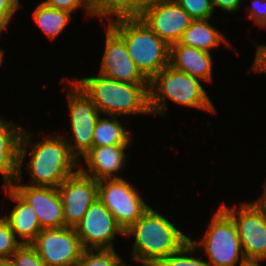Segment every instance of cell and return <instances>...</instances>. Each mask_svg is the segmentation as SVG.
<instances>
[{
  "instance_id": "obj_1",
  "label": "cell",
  "mask_w": 266,
  "mask_h": 266,
  "mask_svg": "<svg viewBox=\"0 0 266 266\" xmlns=\"http://www.w3.org/2000/svg\"><path fill=\"white\" fill-rule=\"evenodd\" d=\"M132 235H135L132 259L153 266H157L190 239L151 207L125 231V237Z\"/></svg>"
},
{
  "instance_id": "obj_2",
  "label": "cell",
  "mask_w": 266,
  "mask_h": 266,
  "mask_svg": "<svg viewBox=\"0 0 266 266\" xmlns=\"http://www.w3.org/2000/svg\"><path fill=\"white\" fill-rule=\"evenodd\" d=\"M86 77L74 82L105 116L150 114L149 84H129L104 77Z\"/></svg>"
},
{
  "instance_id": "obj_3",
  "label": "cell",
  "mask_w": 266,
  "mask_h": 266,
  "mask_svg": "<svg viewBox=\"0 0 266 266\" xmlns=\"http://www.w3.org/2000/svg\"><path fill=\"white\" fill-rule=\"evenodd\" d=\"M108 24L124 39L128 54L148 81L169 65L170 46L139 16L112 18Z\"/></svg>"
},
{
  "instance_id": "obj_4",
  "label": "cell",
  "mask_w": 266,
  "mask_h": 266,
  "mask_svg": "<svg viewBox=\"0 0 266 266\" xmlns=\"http://www.w3.org/2000/svg\"><path fill=\"white\" fill-rule=\"evenodd\" d=\"M200 81L202 80L169 65L166 66L149 81L151 114H163L167 107V99L185 107L216 113L215 107Z\"/></svg>"
},
{
  "instance_id": "obj_5",
  "label": "cell",
  "mask_w": 266,
  "mask_h": 266,
  "mask_svg": "<svg viewBox=\"0 0 266 266\" xmlns=\"http://www.w3.org/2000/svg\"><path fill=\"white\" fill-rule=\"evenodd\" d=\"M64 137V138H63ZM27 169L32 186L57 188L66 178L76 173L78 160L69 149L65 136H50L34 143Z\"/></svg>"
},
{
  "instance_id": "obj_6",
  "label": "cell",
  "mask_w": 266,
  "mask_h": 266,
  "mask_svg": "<svg viewBox=\"0 0 266 266\" xmlns=\"http://www.w3.org/2000/svg\"><path fill=\"white\" fill-rule=\"evenodd\" d=\"M199 250L207 254L211 266H245L236 225L232 218L219 206L214 213L201 242L191 240ZM240 258V259H239ZM240 261V265H236Z\"/></svg>"
},
{
  "instance_id": "obj_7",
  "label": "cell",
  "mask_w": 266,
  "mask_h": 266,
  "mask_svg": "<svg viewBox=\"0 0 266 266\" xmlns=\"http://www.w3.org/2000/svg\"><path fill=\"white\" fill-rule=\"evenodd\" d=\"M239 206L237 214L236 207L220 205L236 225L245 259L248 263L259 264L266 260V212L253 203Z\"/></svg>"
},
{
  "instance_id": "obj_8",
  "label": "cell",
  "mask_w": 266,
  "mask_h": 266,
  "mask_svg": "<svg viewBox=\"0 0 266 266\" xmlns=\"http://www.w3.org/2000/svg\"><path fill=\"white\" fill-rule=\"evenodd\" d=\"M98 199L112 213L124 231L150 207L142 200L137 189L124 178L99 180Z\"/></svg>"
},
{
  "instance_id": "obj_9",
  "label": "cell",
  "mask_w": 266,
  "mask_h": 266,
  "mask_svg": "<svg viewBox=\"0 0 266 266\" xmlns=\"http://www.w3.org/2000/svg\"><path fill=\"white\" fill-rule=\"evenodd\" d=\"M71 83L67 99L72 139L71 142L66 139V142L70 152L79 160L93 147V132L101 114L84 91L73 80ZM79 155L80 158H78Z\"/></svg>"
},
{
  "instance_id": "obj_10",
  "label": "cell",
  "mask_w": 266,
  "mask_h": 266,
  "mask_svg": "<svg viewBox=\"0 0 266 266\" xmlns=\"http://www.w3.org/2000/svg\"><path fill=\"white\" fill-rule=\"evenodd\" d=\"M31 245L47 266H76L84 250L72 227L42 229Z\"/></svg>"
},
{
  "instance_id": "obj_11",
  "label": "cell",
  "mask_w": 266,
  "mask_h": 266,
  "mask_svg": "<svg viewBox=\"0 0 266 266\" xmlns=\"http://www.w3.org/2000/svg\"><path fill=\"white\" fill-rule=\"evenodd\" d=\"M75 230L83 249H114L116 234L125 236L123 228L99 199L90 205Z\"/></svg>"
},
{
  "instance_id": "obj_12",
  "label": "cell",
  "mask_w": 266,
  "mask_h": 266,
  "mask_svg": "<svg viewBox=\"0 0 266 266\" xmlns=\"http://www.w3.org/2000/svg\"><path fill=\"white\" fill-rule=\"evenodd\" d=\"M30 137L32 134L23 127L0 118V174L5 181L4 187L22 179V166L29 151Z\"/></svg>"
},
{
  "instance_id": "obj_13",
  "label": "cell",
  "mask_w": 266,
  "mask_h": 266,
  "mask_svg": "<svg viewBox=\"0 0 266 266\" xmlns=\"http://www.w3.org/2000/svg\"><path fill=\"white\" fill-rule=\"evenodd\" d=\"M139 17L169 46L179 42L193 21L175 0H156Z\"/></svg>"
},
{
  "instance_id": "obj_14",
  "label": "cell",
  "mask_w": 266,
  "mask_h": 266,
  "mask_svg": "<svg viewBox=\"0 0 266 266\" xmlns=\"http://www.w3.org/2000/svg\"><path fill=\"white\" fill-rule=\"evenodd\" d=\"M57 188L63 203L65 226L75 228L90 205L98 199V181L78 170Z\"/></svg>"
},
{
  "instance_id": "obj_15",
  "label": "cell",
  "mask_w": 266,
  "mask_h": 266,
  "mask_svg": "<svg viewBox=\"0 0 266 266\" xmlns=\"http://www.w3.org/2000/svg\"><path fill=\"white\" fill-rule=\"evenodd\" d=\"M99 74L129 84H149L128 54L124 39L108 24Z\"/></svg>"
},
{
  "instance_id": "obj_16",
  "label": "cell",
  "mask_w": 266,
  "mask_h": 266,
  "mask_svg": "<svg viewBox=\"0 0 266 266\" xmlns=\"http://www.w3.org/2000/svg\"><path fill=\"white\" fill-rule=\"evenodd\" d=\"M11 187L34 209L42 229L66 227L58 188L24 184Z\"/></svg>"
},
{
  "instance_id": "obj_17",
  "label": "cell",
  "mask_w": 266,
  "mask_h": 266,
  "mask_svg": "<svg viewBox=\"0 0 266 266\" xmlns=\"http://www.w3.org/2000/svg\"><path fill=\"white\" fill-rule=\"evenodd\" d=\"M128 145H109L92 147L84 155L87 169L83 166L79 170L96 181L102 179L122 178L117 175L126 162L125 149ZM116 174V175H115Z\"/></svg>"
},
{
  "instance_id": "obj_18",
  "label": "cell",
  "mask_w": 266,
  "mask_h": 266,
  "mask_svg": "<svg viewBox=\"0 0 266 266\" xmlns=\"http://www.w3.org/2000/svg\"><path fill=\"white\" fill-rule=\"evenodd\" d=\"M211 53L175 43L170 46L169 66L197 79L212 82Z\"/></svg>"
},
{
  "instance_id": "obj_19",
  "label": "cell",
  "mask_w": 266,
  "mask_h": 266,
  "mask_svg": "<svg viewBox=\"0 0 266 266\" xmlns=\"http://www.w3.org/2000/svg\"><path fill=\"white\" fill-rule=\"evenodd\" d=\"M4 192L16 202L8 216H3L9 223L15 236L22 244H31L42 230L37 214L11 186L4 187ZM17 234V235H16Z\"/></svg>"
},
{
  "instance_id": "obj_20",
  "label": "cell",
  "mask_w": 266,
  "mask_h": 266,
  "mask_svg": "<svg viewBox=\"0 0 266 266\" xmlns=\"http://www.w3.org/2000/svg\"><path fill=\"white\" fill-rule=\"evenodd\" d=\"M208 21L209 19L193 20L182 34L178 43L209 53L211 49L219 46L221 42L227 43L226 45L231 47L225 35L214 28Z\"/></svg>"
},
{
  "instance_id": "obj_21",
  "label": "cell",
  "mask_w": 266,
  "mask_h": 266,
  "mask_svg": "<svg viewBox=\"0 0 266 266\" xmlns=\"http://www.w3.org/2000/svg\"><path fill=\"white\" fill-rule=\"evenodd\" d=\"M156 0H94L99 18L138 17Z\"/></svg>"
},
{
  "instance_id": "obj_22",
  "label": "cell",
  "mask_w": 266,
  "mask_h": 266,
  "mask_svg": "<svg viewBox=\"0 0 266 266\" xmlns=\"http://www.w3.org/2000/svg\"><path fill=\"white\" fill-rule=\"evenodd\" d=\"M118 116H110L111 119L98 118L93 132V147L109 145H129L131 136L125 130Z\"/></svg>"
},
{
  "instance_id": "obj_23",
  "label": "cell",
  "mask_w": 266,
  "mask_h": 266,
  "mask_svg": "<svg viewBox=\"0 0 266 266\" xmlns=\"http://www.w3.org/2000/svg\"><path fill=\"white\" fill-rule=\"evenodd\" d=\"M36 24L50 39L57 37L71 20V13L47 6L41 2L33 11Z\"/></svg>"
},
{
  "instance_id": "obj_24",
  "label": "cell",
  "mask_w": 266,
  "mask_h": 266,
  "mask_svg": "<svg viewBox=\"0 0 266 266\" xmlns=\"http://www.w3.org/2000/svg\"><path fill=\"white\" fill-rule=\"evenodd\" d=\"M121 261L115 249H84L76 266H118Z\"/></svg>"
},
{
  "instance_id": "obj_25",
  "label": "cell",
  "mask_w": 266,
  "mask_h": 266,
  "mask_svg": "<svg viewBox=\"0 0 266 266\" xmlns=\"http://www.w3.org/2000/svg\"><path fill=\"white\" fill-rule=\"evenodd\" d=\"M197 247L189 239L185 244H183L177 251L171 253L168 257L163 259L157 266H211L208 262L198 259L196 257L187 256ZM186 254V255H184Z\"/></svg>"
},
{
  "instance_id": "obj_26",
  "label": "cell",
  "mask_w": 266,
  "mask_h": 266,
  "mask_svg": "<svg viewBox=\"0 0 266 266\" xmlns=\"http://www.w3.org/2000/svg\"><path fill=\"white\" fill-rule=\"evenodd\" d=\"M21 245L8 221L3 216L0 217V258H10Z\"/></svg>"
},
{
  "instance_id": "obj_27",
  "label": "cell",
  "mask_w": 266,
  "mask_h": 266,
  "mask_svg": "<svg viewBox=\"0 0 266 266\" xmlns=\"http://www.w3.org/2000/svg\"><path fill=\"white\" fill-rule=\"evenodd\" d=\"M193 20L210 19L214 8L211 0H175Z\"/></svg>"
},
{
  "instance_id": "obj_28",
  "label": "cell",
  "mask_w": 266,
  "mask_h": 266,
  "mask_svg": "<svg viewBox=\"0 0 266 266\" xmlns=\"http://www.w3.org/2000/svg\"><path fill=\"white\" fill-rule=\"evenodd\" d=\"M10 258L14 266H47L31 244H22Z\"/></svg>"
},
{
  "instance_id": "obj_29",
  "label": "cell",
  "mask_w": 266,
  "mask_h": 266,
  "mask_svg": "<svg viewBox=\"0 0 266 266\" xmlns=\"http://www.w3.org/2000/svg\"><path fill=\"white\" fill-rule=\"evenodd\" d=\"M43 2L51 8L65 10L70 13L78 8L85 7L89 15L97 17L94 0H45Z\"/></svg>"
},
{
  "instance_id": "obj_30",
  "label": "cell",
  "mask_w": 266,
  "mask_h": 266,
  "mask_svg": "<svg viewBox=\"0 0 266 266\" xmlns=\"http://www.w3.org/2000/svg\"><path fill=\"white\" fill-rule=\"evenodd\" d=\"M251 3L250 15L247 18L266 28V0H253Z\"/></svg>"
},
{
  "instance_id": "obj_31",
  "label": "cell",
  "mask_w": 266,
  "mask_h": 266,
  "mask_svg": "<svg viewBox=\"0 0 266 266\" xmlns=\"http://www.w3.org/2000/svg\"><path fill=\"white\" fill-rule=\"evenodd\" d=\"M19 0H0V22L7 28L12 16L18 10Z\"/></svg>"
},
{
  "instance_id": "obj_32",
  "label": "cell",
  "mask_w": 266,
  "mask_h": 266,
  "mask_svg": "<svg viewBox=\"0 0 266 266\" xmlns=\"http://www.w3.org/2000/svg\"><path fill=\"white\" fill-rule=\"evenodd\" d=\"M250 71L266 73V45L257 46V52Z\"/></svg>"
},
{
  "instance_id": "obj_33",
  "label": "cell",
  "mask_w": 266,
  "mask_h": 266,
  "mask_svg": "<svg viewBox=\"0 0 266 266\" xmlns=\"http://www.w3.org/2000/svg\"><path fill=\"white\" fill-rule=\"evenodd\" d=\"M242 0H211L212 6L221 8L226 12H234L240 7Z\"/></svg>"
},
{
  "instance_id": "obj_34",
  "label": "cell",
  "mask_w": 266,
  "mask_h": 266,
  "mask_svg": "<svg viewBox=\"0 0 266 266\" xmlns=\"http://www.w3.org/2000/svg\"><path fill=\"white\" fill-rule=\"evenodd\" d=\"M264 185V193L262 194V196L257 199L256 201L252 202L256 207H258L259 209L263 210L266 212V181L263 184Z\"/></svg>"
},
{
  "instance_id": "obj_35",
  "label": "cell",
  "mask_w": 266,
  "mask_h": 266,
  "mask_svg": "<svg viewBox=\"0 0 266 266\" xmlns=\"http://www.w3.org/2000/svg\"><path fill=\"white\" fill-rule=\"evenodd\" d=\"M0 266H14L11 258H0Z\"/></svg>"
},
{
  "instance_id": "obj_36",
  "label": "cell",
  "mask_w": 266,
  "mask_h": 266,
  "mask_svg": "<svg viewBox=\"0 0 266 266\" xmlns=\"http://www.w3.org/2000/svg\"><path fill=\"white\" fill-rule=\"evenodd\" d=\"M142 263V266H153L149 263H145V262H141ZM118 266H127L125 263H123L122 261L120 262V264ZM129 266V265H128Z\"/></svg>"
},
{
  "instance_id": "obj_37",
  "label": "cell",
  "mask_w": 266,
  "mask_h": 266,
  "mask_svg": "<svg viewBox=\"0 0 266 266\" xmlns=\"http://www.w3.org/2000/svg\"><path fill=\"white\" fill-rule=\"evenodd\" d=\"M3 53H4L3 50L0 49V66H1V64L3 62V58H4L3 57V55H4Z\"/></svg>"
},
{
  "instance_id": "obj_38",
  "label": "cell",
  "mask_w": 266,
  "mask_h": 266,
  "mask_svg": "<svg viewBox=\"0 0 266 266\" xmlns=\"http://www.w3.org/2000/svg\"><path fill=\"white\" fill-rule=\"evenodd\" d=\"M6 27L0 22V33L5 29Z\"/></svg>"
},
{
  "instance_id": "obj_39",
  "label": "cell",
  "mask_w": 266,
  "mask_h": 266,
  "mask_svg": "<svg viewBox=\"0 0 266 266\" xmlns=\"http://www.w3.org/2000/svg\"><path fill=\"white\" fill-rule=\"evenodd\" d=\"M245 266H261V265H259V264H254V263H248V264L245 265Z\"/></svg>"
}]
</instances>
